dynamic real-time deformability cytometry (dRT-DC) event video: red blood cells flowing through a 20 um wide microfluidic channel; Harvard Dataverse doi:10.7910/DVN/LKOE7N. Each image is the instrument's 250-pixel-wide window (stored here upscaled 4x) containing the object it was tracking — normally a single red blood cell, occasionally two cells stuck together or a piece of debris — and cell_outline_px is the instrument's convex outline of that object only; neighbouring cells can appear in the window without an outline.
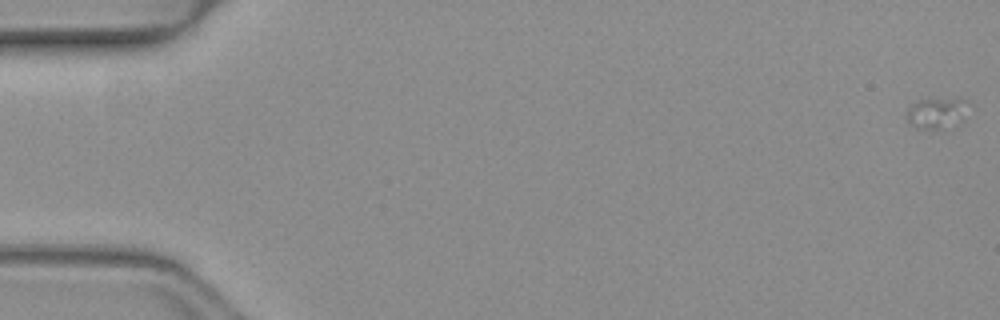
{"species": "common noctule bat (a hibernating species)", "species_latin": "Nyctalus noctula", "temperature_condition": "warm", "stored_images_in_passage": 13, "segment_of_instrument_passage": [1, 2], "camera_frame_rate_fps": 3000, "um_per_image_px": 0.085, "animal": {"sex": "female", "body_mass_g": 19.3, "forearm_length_mm": 54.1}, "frame": {"image": 1, "passage_image": 1, "time_ms": 0.0, "image_size_px": [1000, 320], "cell_outline_px": [[972, 104], [964, 120], [960, 124], [940, 128], [916, 128], [908, 124], [908, 108], [916, 100], [960, 96], [968, 100]], "centroid_in_image_um": [79.76, 9.55], "position_along_channel_um": 5.2, "area_um2": 11.91}}